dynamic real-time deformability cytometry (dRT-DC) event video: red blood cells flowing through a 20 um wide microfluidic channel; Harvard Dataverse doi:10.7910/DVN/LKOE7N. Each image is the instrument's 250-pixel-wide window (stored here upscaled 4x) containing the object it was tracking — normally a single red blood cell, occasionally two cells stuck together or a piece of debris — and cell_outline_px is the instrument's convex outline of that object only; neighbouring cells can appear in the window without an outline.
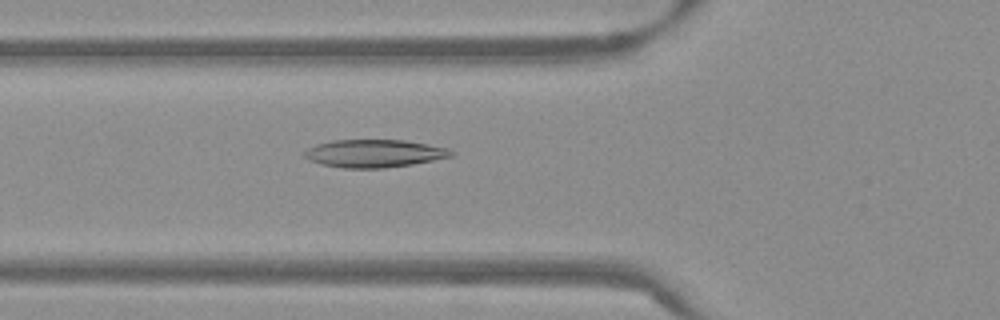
{"species": "Egyptian fruit bat (a non-hibernating species)", "species_latin": "Rousettus aegyptiacus", "temperature_condition": "warm", "stored_images_in_passage": 41, "camera_frame_rate_fps": 3000, "um_per_image_px": 0.085, "frame": {"image": 1, "passage_image": 7, "time_ms": 2.0, "image_size_px": [1000, 320], "cell_outline_px": [[456, 156], [412, 164], [384, 168], [344, 168], [320, 164], [308, 160], [304, 156], [304, 152], [308, 148], [316, 144], [332, 140], [404, 140], [428, 144], [448, 148], [456, 152]], "centroid_in_image_um": [31.84, 13.04], "position_along_channel_um": 94.0, "area_um2": 23.99}}
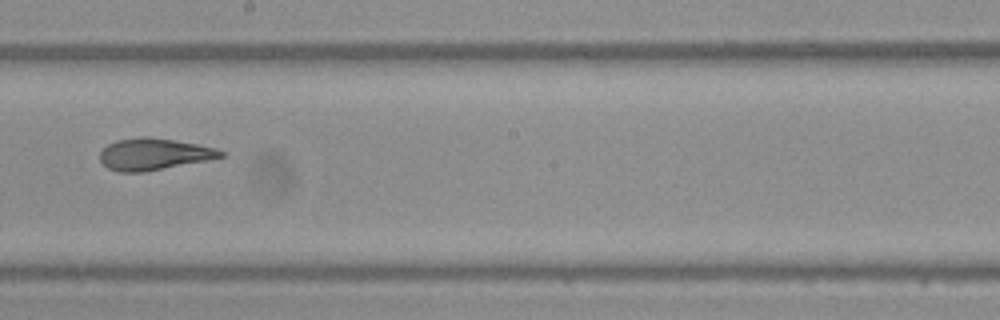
{"frame": {"image": 2, "passage_image": 18, "time_ms": 5.667, "image_size_px": [1000, 320], "cell_outline_px": [[224, 156], [208, 160], [144, 172], [120, 172], [108, 168], [100, 160], [100, 152], [108, 144], [116, 140], [140, 136], [148, 136], [196, 144], [216, 148], [224, 152]], "centroid_in_image_um": [13.06, 13.1], "position_along_channel_um": 235.1, "area_um2": 22.2}}
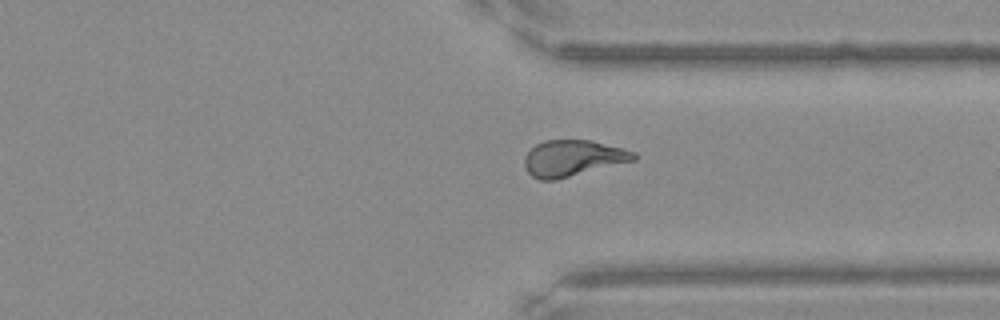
{"frame": {"image": 3, "passage_image": 28, "time_ms": 9.0, "image_size_px": [1000, 320], "cell_outline_px": [[636, 160], [556, 180], [540, 180], [532, 176], [528, 172], [524, 164], [524, 156], [536, 144], [544, 140], [592, 140], [624, 148], [636, 152]], "centroid_in_image_um": [48.71, 13.44], "position_along_channel_um": 362.7, "area_um2": 23.18}, "authors_computed_cell_mechanics": {"area_um2": 22.831, "velocity_mm_per_s": 3.8262, "shape_relaxation_time_tau1_ms": null, "shape_relaxation_time_tau2_ms": 2.1802, "deformation_change_tau1": null, "deformation_change_tau2": 0.0793}}